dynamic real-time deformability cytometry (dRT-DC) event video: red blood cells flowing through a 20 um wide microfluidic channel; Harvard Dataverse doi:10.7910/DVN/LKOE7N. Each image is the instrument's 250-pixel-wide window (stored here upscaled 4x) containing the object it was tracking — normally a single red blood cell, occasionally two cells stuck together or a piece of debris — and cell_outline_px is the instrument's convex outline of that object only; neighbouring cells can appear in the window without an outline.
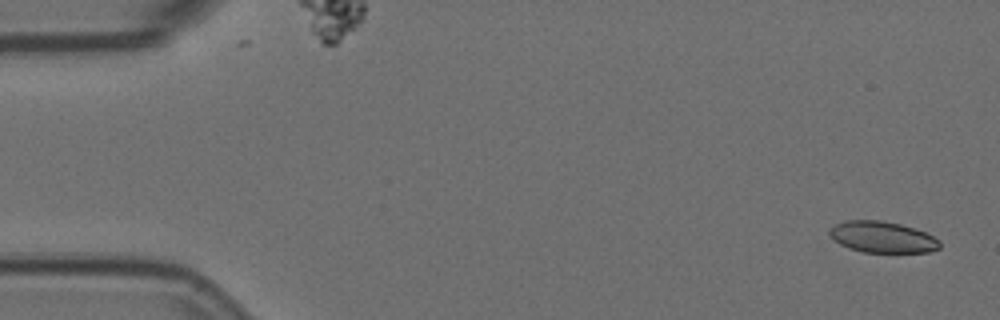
{"species": "Egyptian fruit bat (a non-hibernating species)", "species_latin": "Rousettus aegyptiacus", "temperature_condition": "room temperature", "stored_images_in_passage": 4, "camera_frame_rate_fps": 3000, "um_per_image_px": 0.085, "animal": {"sex": "female"}, "frame": {"image": 1, "passage_image": 1, "time_ms": 0.0, "image_size_px": [1000, 320], "cell_outline_px": [[940, 248], [928, 252], [864, 252], [848, 248], [840, 244], [828, 232], [836, 224], [844, 220], [880, 220], [900, 224], [924, 232], [940, 240]], "centroid_in_image_um": [75.01, 20.15], "position_along_channel_um": 10.0, "area_um2": 19.83}}